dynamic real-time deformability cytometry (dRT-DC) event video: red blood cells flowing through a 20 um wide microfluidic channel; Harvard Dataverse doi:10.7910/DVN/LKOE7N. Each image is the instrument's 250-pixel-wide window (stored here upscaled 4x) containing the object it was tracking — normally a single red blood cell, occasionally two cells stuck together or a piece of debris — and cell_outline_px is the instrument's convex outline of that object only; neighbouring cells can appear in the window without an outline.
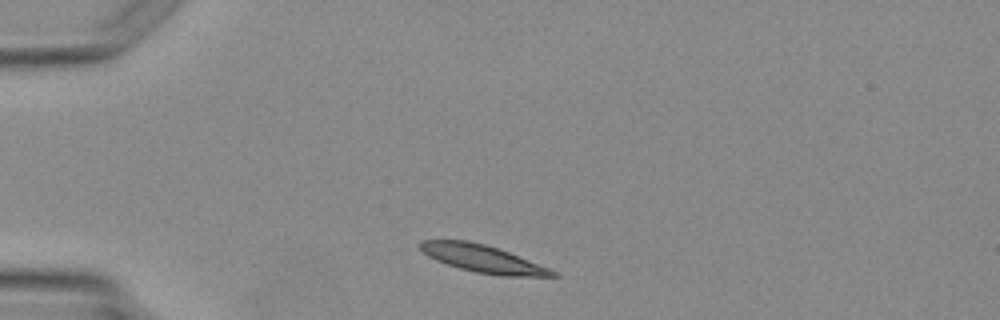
{"species": "Egyptian fruit bat (a non-hibernating species)", "species_latin": "Rousettus aegyptiacus", "temperature_condition": "warm", "stored_images_in_passage": 2, "camera_frame_rate_fps": 3000, "um_per_image_px": 0.085, "animal": {"sex": "female"}, "frame": {"image": 1, "passage_image": 2, "time_ms": 1.333, "image_size_px": [1000, 320], "cell_outline_px": [[560, 276], [500, 276], [476, 272], [460, 268], [436, 260], [428, 256], [420, 248], [420, 240], [468, 240], [484, 244], [508, 252], [548, 268], [556, 272]], "centroid_in_image_um": [41.0, 21.99], "position_along_channel_um": 44.0, "area_um2": 20.75}}